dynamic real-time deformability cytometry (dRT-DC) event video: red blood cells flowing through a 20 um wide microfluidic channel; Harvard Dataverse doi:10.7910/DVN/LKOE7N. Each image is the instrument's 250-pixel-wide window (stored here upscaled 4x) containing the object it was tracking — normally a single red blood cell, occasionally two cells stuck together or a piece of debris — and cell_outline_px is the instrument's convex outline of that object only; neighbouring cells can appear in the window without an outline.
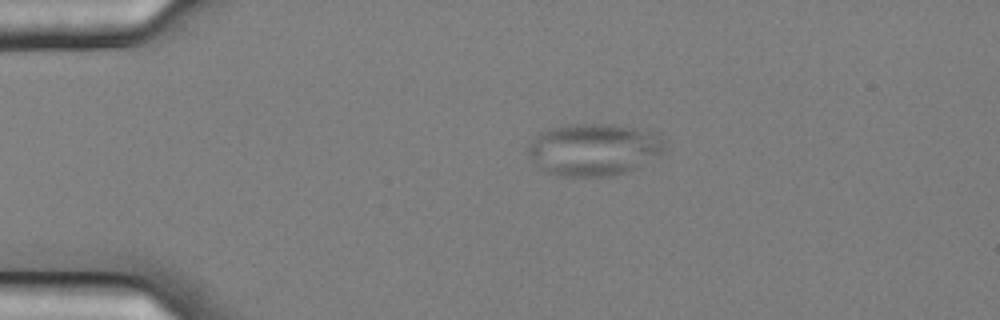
{"species": "common noctule bat (a hibernating species)", "species_latin": "Nyctalus noctula", "temperature_condition": "cold", "stored_images_in_passage": 5, "camera_frame_rate_fps": 3000, "um_per_image_px": 0.085, "animal": {"sex": "female", "body_mass_g": 25.1}, "frame": {"image": 1, "passage_image": 1, "time_ms": 0.0, "image_size_px": [1000, 320], "cell_outline_px": [[664, 152], [636, 168], [612, 176], [556, 176], [540, 168], [528, 152], [528, 144], [540, 132], [548, 128], [568, 124], [612, 124], [632, 128], [660, 136], [664, 140]], "centroid_in_image_um": [50.44, 12.71], "position_along_channel_um": 34.6, "area_um2": 41.15}}